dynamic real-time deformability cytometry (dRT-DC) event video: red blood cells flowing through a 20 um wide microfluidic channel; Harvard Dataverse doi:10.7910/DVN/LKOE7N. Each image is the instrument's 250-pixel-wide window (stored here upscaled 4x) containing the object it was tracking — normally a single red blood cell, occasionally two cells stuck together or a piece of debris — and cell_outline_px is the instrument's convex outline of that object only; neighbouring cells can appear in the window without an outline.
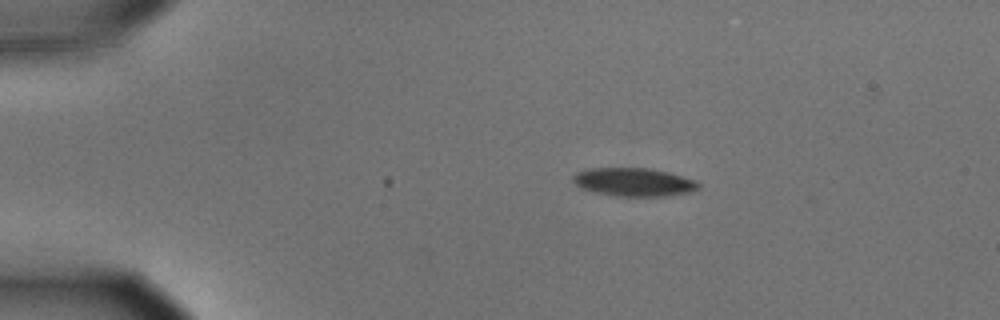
{"species": "common noctule bat (a hibernating species)", "species_latin": "Nyctalus noctula", "temperature_condition": "cold", "stored_images_in_passage": 3, "camera_frame_rate_fps": 3000, "um_per_image_px": 0.085, "animal": {"sex": "male", "body_mass_g": 15.6}, "frame": {"image": 1, "passage_image": 1, "time_ms": 0.0, "image_size_px": [1000, 320], "cell_outline_px": [[700, 188], [688, 192], [664, 196], [616, 196], [592, 192], [576, 184], [572, 180], [572, 176], [576, 172], [588, 168], [648, 168], [668, 172], [696, 180], [700, 184]], "centroid_in_image_um": [53.86, 15.47], "position_along_channel_um": 31.1, "area_um2": 20.69}}